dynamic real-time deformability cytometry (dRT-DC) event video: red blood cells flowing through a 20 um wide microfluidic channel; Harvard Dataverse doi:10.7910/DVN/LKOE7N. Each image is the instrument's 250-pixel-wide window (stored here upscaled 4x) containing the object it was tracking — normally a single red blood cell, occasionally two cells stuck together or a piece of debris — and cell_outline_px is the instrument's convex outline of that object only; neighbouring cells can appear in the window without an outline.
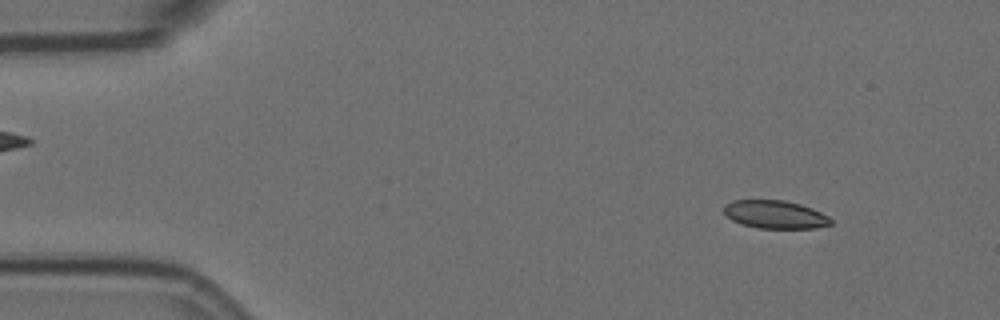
{"species": "Egyptian fruit bat (a non-hibernating species)", "species_latin": "Rousettus aegyptiacus", "temperature_condition": "room temperature", "stored_images_in_passage": 3, "camera_frame_rate_fps": 3000, "um_per_image_px": 0.085, "animal": {"sex": "female"}, "frame": {"image": 1, "passage_image": 1, "time_ms": 0.0, "image_size_px": [1000, 320], "cell_outline_px": [[832, 224], [816, 228], [756, 228], [740, 224], [732, 220], [724, 212], [724, 204], [732, 200], [784, 200], [800, 204], [812, 208], [828, 216], [832, 220]], "centroid_in_image_um": [65.87, 18.23], "position_along_channel_um": 19.1, "area_um2": 17.57}}